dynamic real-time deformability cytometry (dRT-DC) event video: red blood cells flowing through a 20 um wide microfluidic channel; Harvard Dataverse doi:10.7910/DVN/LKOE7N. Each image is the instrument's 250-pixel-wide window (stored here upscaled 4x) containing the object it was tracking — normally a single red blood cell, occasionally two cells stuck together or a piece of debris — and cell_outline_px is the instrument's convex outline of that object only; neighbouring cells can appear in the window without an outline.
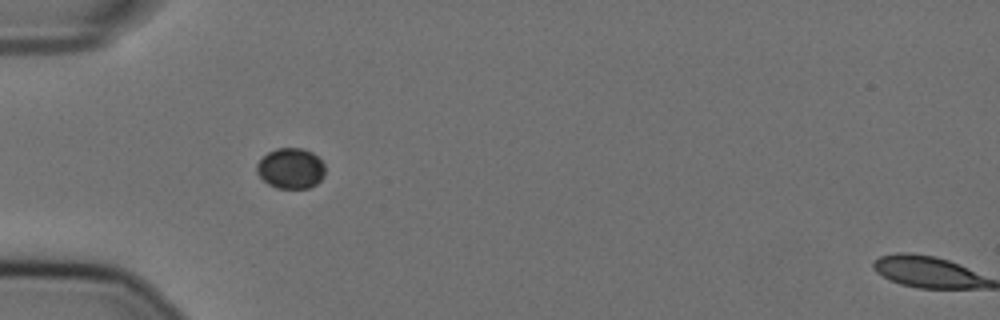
{"species": "Egyptian fruit bat (a non-hibernating species)", "species_latin": "Rousettus aegyptiacus", "temperature_condition": "cold", "stored_images_in_passage": 9, "camera_frame_rate_fps": 3000, "um_per_image_px": 0.085, "animal": {"sex": "female"}, "frame": {"image": 1, "passage_image": 6, "time_ms": 1.667, "image_size_px": [1000, 320], "cell_outline_px": [[324, 176], [316, 184], [308, 188], [276, 188], [268, 184], [256, 172], [256, 164], [268, 152], [276, 148], [304, 148], [312, 152], [324, 164]], "centroid_in_image_um": [24.71, 14.31], "position_along_channel_um": 60.3, "area_um2": 16.13}}
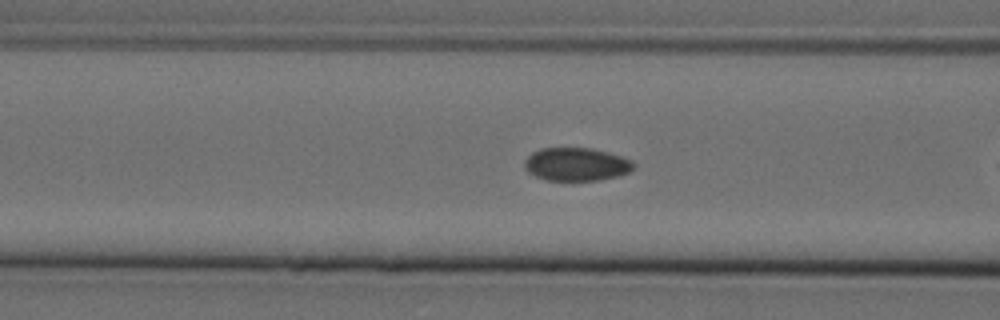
{"frame": {"image": 2, "passage_image": 8, "time_ms": 2.333, "image_size_px": [1000, 320], "cell_outline_px": [[636, 164], [628, 172], [616, 176], [600, 180], [548, 180], [536, 176], [528, 172], [524, 168], [524, 160], [532, 152], [540, 148], [592, 148], [608, 152], [632, 160]], "centroid_in_image_um": [48.97, 13.95], "position_along_channel_um": 117.6, "area_um2": 21.04}}